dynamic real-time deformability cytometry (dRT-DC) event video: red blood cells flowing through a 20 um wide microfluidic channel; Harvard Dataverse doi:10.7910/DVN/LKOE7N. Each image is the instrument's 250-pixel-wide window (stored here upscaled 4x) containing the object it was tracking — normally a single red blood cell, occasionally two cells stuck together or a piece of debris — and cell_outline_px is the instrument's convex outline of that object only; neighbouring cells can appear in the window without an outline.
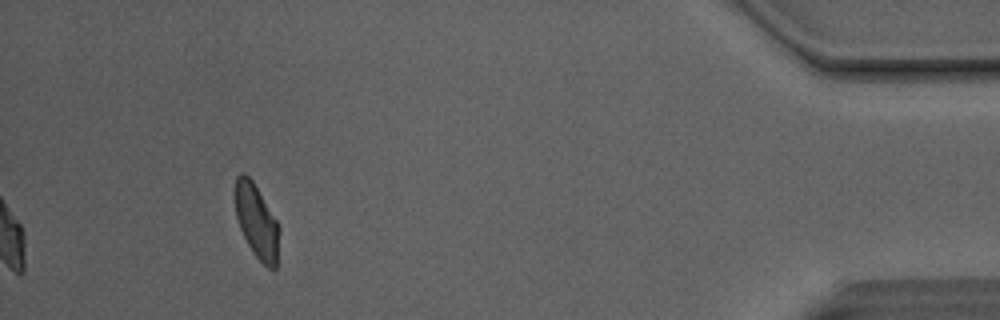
{"species": "Egyptian fruit bat (a non-hibernating species)", "species_latin": "Rousettus aegyptiacus", "temperature_condition": "room temperature", "stored_images_in_passage": 45, "camera_frame_rate_fps": 3000, "um_per_image_px": 0.085, "animal": {"sex": "male"}, "frame": {"image": 1, "passage_image": 45, "time_ms": 14.667, "image_size_px": [1000, 320], "cell_outline_px": [[280, 228], [276, 268], [268, 268], [252, 252], [240, 228], [236, 216], [236, 176], [240, 172], [244, 172], [252, 180], [276, 220]], "centroid_in_image_um": [21.82, 18.82], "position_along_channel_um": 413.4, "area_um2": 18.61}, "authors_computed_cell_mechanics": {"area_um2": 20.1722, "velocity_mm_per_s": 4.1178, "shape_relaxation_time_tau1_ms": 4.1748, "shape_relaxation_time_tau2_ms": 1.9347, "deformation_change_tau1": 0.1519, "deformation_change_tau2": 0.0844}}